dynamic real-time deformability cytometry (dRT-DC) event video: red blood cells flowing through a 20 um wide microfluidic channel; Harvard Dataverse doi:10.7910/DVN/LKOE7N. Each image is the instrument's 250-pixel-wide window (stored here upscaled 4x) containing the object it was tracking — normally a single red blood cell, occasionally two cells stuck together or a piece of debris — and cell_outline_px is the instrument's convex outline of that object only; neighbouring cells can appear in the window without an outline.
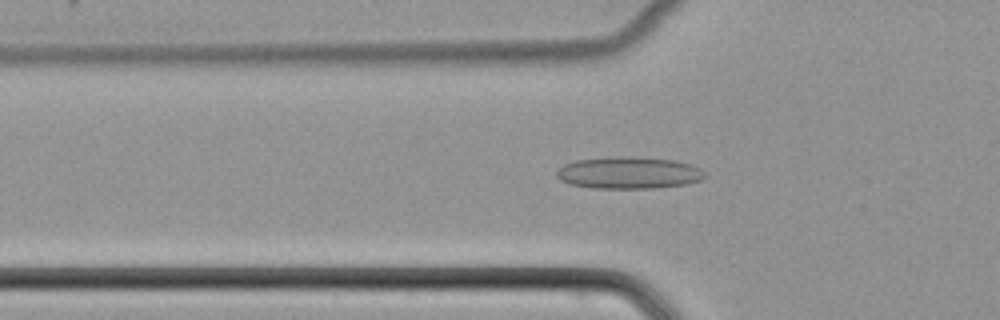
{"species": "common noctule bat (a hibernating species)", "species_latin": "Nyctalus noctula", "temperature_condition": "cold", "stored_images_in_passage": 47, "camera_frame_rate_fps": 3000, "um_per_image_px": 0.085, "animal": {"sex": "female", "body_mass_g": 22.7, "forearm_length_mm": 54.2}, "frame": {"image": 1, "passage_image": 14, "time_ms": 4.333, "image_size_px": [1000, 320], "cell_outline_px": [[708, 176], [700, 180], [688, 184], [656, 188], [592, 188], [568, 184], [560, 180], [556, 176], [556, 172], [564, 164], [576, 160], [616, 156], [636, 156], [676, 160], [700, 168]], "centroid_in_image_um": [53.45, 14.68], "position_along_channel_um": 72.3, "area_um2": 27.92}}
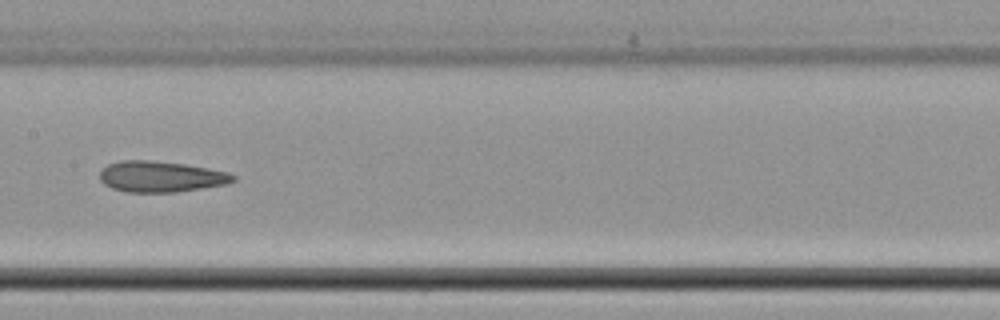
{"frame": {"image": 2, "passage_image": 23, "time_ms": 7.333, "image_size_px": [1000, 320], "cell_outline_px": [[236, 180], [228, 184], [176, 192], [124, 192], [112, 188], [104, 184], [100, 180], [100, 172], [108, 164], [120, 160], [152, 160], [184, 164], [208, 168], [228, 172], [236, 176]], "centroid_in_image_um": [13.68, 15.01], "position_along_channel_um": 193.7, "area_um2": 24.16}}
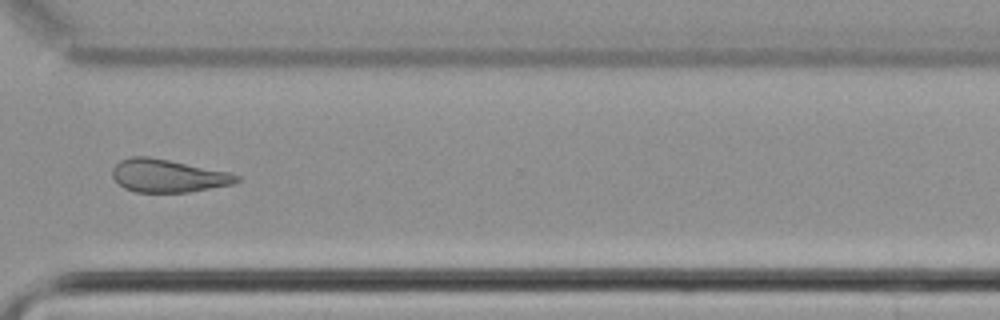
{"frame": {"image": 3, "passage_image": 35, "time_ms": 11.333, "image_size_px": [1000, 320], "cell_outline_px": [[240, 180], [232, 184], [188, 192], [136, 192], [124, 188], [112, 176], [112, 168], [120, 160], [132, 156], [148, 156], [228, 172], [240, 176]], "centroid_in_image_um": [14.24, 14.94], "position_along_channel_um": 356.4, "area_um2": 23.58}}